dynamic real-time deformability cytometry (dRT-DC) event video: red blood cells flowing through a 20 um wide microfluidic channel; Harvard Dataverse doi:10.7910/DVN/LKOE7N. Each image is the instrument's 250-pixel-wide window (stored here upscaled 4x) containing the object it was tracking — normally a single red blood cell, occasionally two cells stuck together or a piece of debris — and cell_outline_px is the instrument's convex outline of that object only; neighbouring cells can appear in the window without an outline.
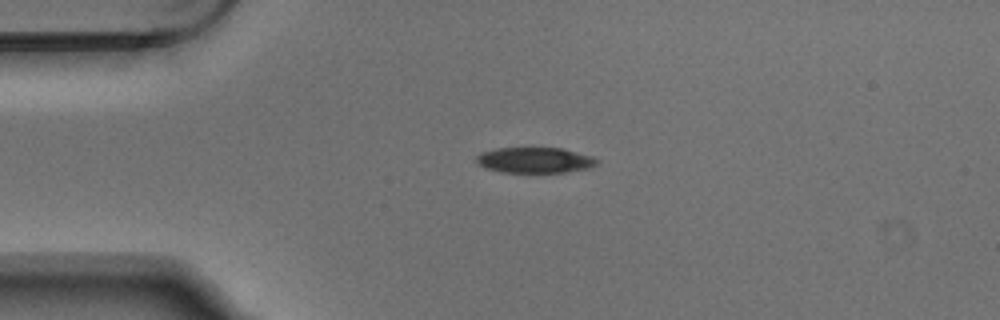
{"species": "Egyptian fruit bat (a non-hibernating species)", "species_latin": "Rousettus aegyptiacus", "temperature_condition": "warm", "stored_images_in_passage": 3, "camera_frame_rate_fps": 3000, "um_per_image_px": 0.085, "animal": {"sex": "male"}, "frame": {"image": 1, "passage_image": 1, "time_ms": 0.0, "image_size_px": [1000, 320], "cell_outline_px": [[600, 160], [596, 164], [588, 168], [564, 172], [500, 172], [484, 168], [476, 164], [476, 156], [480, 152], [496, 148], [560, 148], [592, 156]], "centroid_in_image_um": [45.4, 13.61], "position_along_channel_um": 39.6, "area_um2": 18.03}}
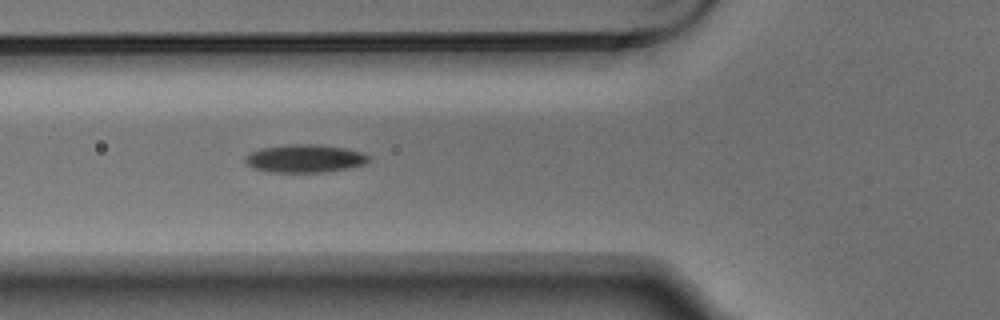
{"frame": {"image": 2, "passage_image": 3, "time_ms": 0.667, "image_size_px": [1000, 320], "cell_outline_px": [[372, 160], [364, 164], [348, 168], [328, 172], [272, 172], [252, 168], [244, 160], [244, 156], [260, 148], [288, 144], [316, 144], [344, 148], [364, 152], [372, 156]], "centroid_in_image_um": [25.96, 13.47], "position_along_channel_um": 99.8, "area_um2": 20.4}}